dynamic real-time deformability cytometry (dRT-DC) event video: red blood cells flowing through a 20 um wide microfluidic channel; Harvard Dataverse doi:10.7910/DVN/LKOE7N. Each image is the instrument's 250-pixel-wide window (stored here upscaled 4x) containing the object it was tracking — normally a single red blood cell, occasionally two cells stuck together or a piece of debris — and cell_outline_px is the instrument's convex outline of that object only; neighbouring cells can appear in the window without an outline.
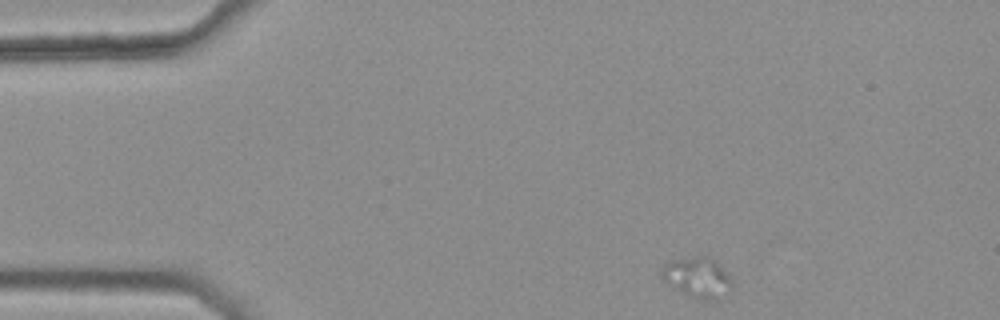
{"species": "common noctule bat (a hibernating species)", "species_latin": "Nyctalus noctula", "temperature_condition": "warm", "stored_images_in_passage": 28, "camera_frame_rate_fps": 3000, "um_per_image_px": 0.085, "animal": {"sex": "female", "body_mass_g": 25.1}, "frame": {"image": 1, "passage_image": 1, "time_ms": 0.0, "image_size_px": [1000, 320], "cell_outline_px": [[732, 284], [728, 292], [712, 300], [696, 300], [688, 296], [664, 280], [660, 276], [660, 272], [664, 264], [668, 260], [692, 256], [704, 256], [720, 264], [732, 280]], "centroid_in_image_um": [59.25, 23.57], "position_along_channel_um": 25.7, "area_um2": 16.53}}